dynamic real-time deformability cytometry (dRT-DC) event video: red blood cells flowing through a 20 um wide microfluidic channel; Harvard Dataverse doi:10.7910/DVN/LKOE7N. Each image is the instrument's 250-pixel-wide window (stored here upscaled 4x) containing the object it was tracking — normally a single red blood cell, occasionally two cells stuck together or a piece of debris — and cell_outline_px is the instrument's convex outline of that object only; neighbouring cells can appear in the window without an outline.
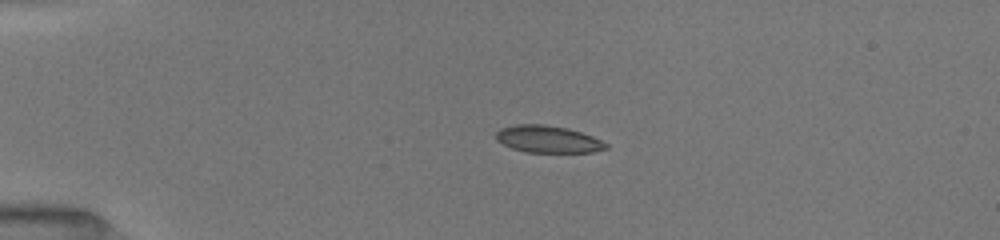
{"species": "common noctule bat (a hibernating species)", "species_latin": "Nyctalus noctula", "temperature_condition": "room temperature", "stored_images_in_passage": 40, "camera_frame_rate_fps": 3000, "um_per_image_px": 0.085, "animal": {"sex": "female", "body_mass_g": 19.5, "forearm_length_mm": 54.1}, "frame": {"image": 1, "passage_image": 1, "time_ms": 0.0, "image_size_px": [1000, 240], "cell_outline_px": [[608, 148], [592, 152], [524, 152], [512, 148], [496, 140], [496, 132], [500, 128], [516, 124], [544, 124], [568, 128], [592, 136], [608, 144]], "centroid_in_image_um": [46.56, 11.82], "position_along_channel_um": 38.4, "area_um2": 17.34}}
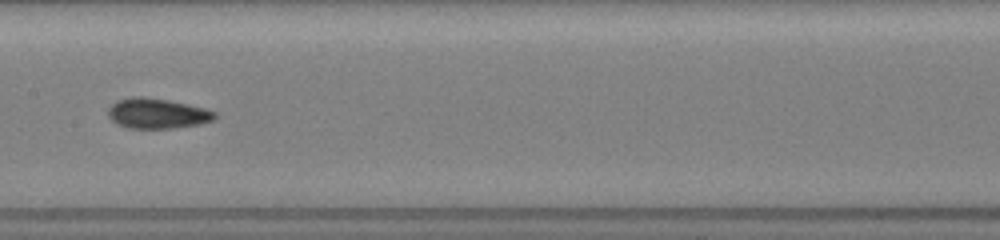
{"frame": {"image": 2, "passage_image": 16, "time_ms": 5.0, "image_size_px": [1000, 240], "cell_outline_px": [[216, 116], [212, 120], [200, 124], [172, 128], [128, 128], [116, 124], [108, 116], [108, 108], [116, 100], [132, 96], [144, 96], [168, 100], [188, 104], [204, 108], [216, 112]], "centroid_in_image_um": [13.32, 9.63], "position_along_channel_um": 194.1, "area_um2": 18.84}}
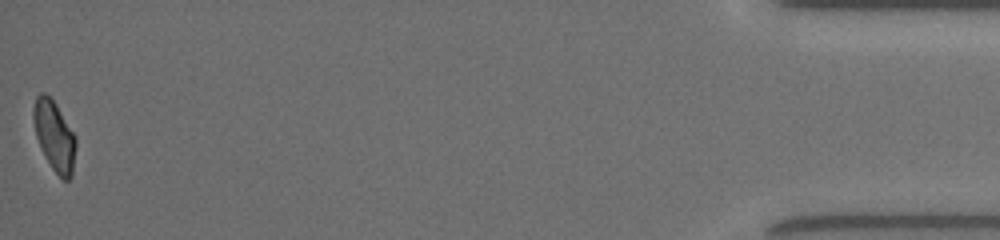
{"frame": {"image": 3, "passage_image": 40, "time_ms": 13.0, "image_size_px": [1000, 240], "cell_outline_px": [[76, 148], [72, 176], [68, 180], [64, 180], [52, 168], [40, 148], [36, 136], [32, 116], [32, 108], [36, 96], [40, 92], [44, 92], [56, 104], [76, 136]], "centroid_in_image_um": [4.61, 11.53], "position_along_channel_um": 430.6, "area_um2": 17.4}, "authors_computed_cell_mechanics": {"area_um2": 17.918, "velocity_mm_per_s": 4.0404, "shape_relaxation_time_tau1_ms": null, "shape_relaxation_time_tau2_ms": 2.1, "deformation_change_tau1": null, "deformation_change_tau2": 0.0524}}